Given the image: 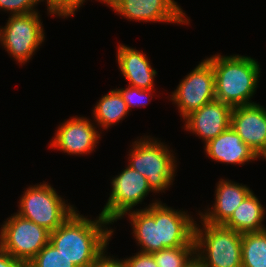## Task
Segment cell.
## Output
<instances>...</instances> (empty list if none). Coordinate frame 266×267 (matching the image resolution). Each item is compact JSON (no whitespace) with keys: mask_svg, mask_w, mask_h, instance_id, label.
<instances>
[{"mask_svg":"<svg viewBox=\"0 0 266 267\" xmlns=\"http://www.w3.org/2000/svg\"><path fill=\"white\" fill-rule=\"evenodd\" d=\"M110 224L100 214L92 220L76 210L50 233L49 242L77 267H89L108 248Z\"/></svg>","mask_w":266,"mask_h":267,"instance_id":"cell-1","label":"cell"},{"mask_svg":"<svg viewBox=\"0 0 266 267\" xmlns=\"http://www.w3.org/2000/svg\"><path fill=\"white\" fill-rule=\"evenodd\" d=\"M215 75V99L231 107L251 105L259 84L260 66L255 58L244 55L215 54L206 58Z\"/></svg>","mask_w":266,"mask_h":267,"instance_id":"cell-2","label":"cell"},{"mask_svg":"<svg viewBox=\"0 0 266 267\" xmlns=\"http://www.w3.org/2000/svg\"><path fill=\"white\" fill-rule=\"evenodd\" d=\"M130 147L128 166L147 178L151 192L162 193L173 185L177 158L167 144L144 135Z\"/></svg>","mask_w":266,"mask_h":267,"instance_id":"cell-3","label":"cell"},{"mask_svg":"<svg viewBox=\"0 0 266 267\" xmlns=\"http://www.w3.org/2000/svg\"><path fill=\"white\" fill-rule=\"evenodd\" d=\"M199 219L201 225L195 223L194 240L196 256L204 267H242V233Z\"/></svg>","mask_w":266,"mask_h":267,"instance_id":"cell-4","label":"cell"},{"mask_svg":"<svg viewBox=\"0 0 266 267\" xmlns=\"http://www.w3.org/2000/svg\"><path fill=\"white\" fill-rule=\"evenodd\" d=\"M18 203V215L40 225L50 233L77 210L46 182L28 186Z\"/></svg>","mask_w":266,"mask_h":267,"instance_id":"cell-5","label":"cell"},{"mask_svg":"<svg viewBox=\"0 0 266 267\" xmlns=\"http://www.w3.org/2000/svg\"><path fill=\"white\" fill-rule=\"evenodd\" d=\"M42 23L39 11L10 15L0 27V45L19 64L29 62L45 40Z\"/></svg>","mask_w":266,"mask_h":267,"instance_id":"cell-6","label":"cell"},{"mask_svg":"<svg viewBox=\"0 0 266 267\" xmlns=\"http://www.w3.org/2000/svg\"><path fill=\"white\" fill-rule=\"evenodd\" d=\"M0 229V247L24 265L49 242L50 232L14 213Z\"/></svg>","mask_w":266,"mask_h":267,"instance_id":"cell-7","label":"cell"},{"mask_svg":"<svg viewBox=\"0 0 266 267\" xmlns=\"http://www.w3.org/2000/svg\"><path fill=\"white\" fill-rule=\"evenodd\" d=\"M111 181V192L100 215L113 225L126 213L133 211L149 195L147 178L126 165Z\"/></svg>","mask_w":266,"mask_h":267,"instance_id":"cell-8","label":"cell"},{"mask_svg":"<svg viewBox=\"0 0 266 267\" xmlns=\"http://www.w3.org/2000/svg\"><path fill=\"white\" fill-rule=\"evenodd\" d=\"M170 101L177 106L181 118L215 100V75L212 64L204 59L178 84Z\"/></svg>","mask_w":266,"mask_h":267,"instance_id":"cell-9","label":"cell"},{"mask_svg":"<svg viewBox=\"0 0 266 267\" xmlns=\"http://www.w3.org/2000/svg\"><path fill=\"white\" fill-rule=\"evenodd\" d=\"M107 6L129 21L190 24V18L174 0H111Z\"/></svg>","mask_w":266,"mask_h":267,"instance_id":"cell-10","label":"cell"},{"mask_svg":"<svg viewBox=\"0 0 266 267\" xmlns=\"http://www.w3.org/2000/svg\"><path fill=\"white\" fill-rule=\"evenodd\" d=\"M88 117L73 116L64 120L56 130L55 136L50 140L49 148L62 151L68 155H86L94 151L99 143L101 134ZM95 124V125H94ZM96 126V127H95Z\"/></svg>","mask_w":266,"mask_h":267,"instance_id":"cell-11","label":"cell"},{"mask_svg":"<svg viewBox=\"0 0 266 267\" xmlns=\"http://www.w3.org/2000/svg\"><path fill=\"white\" fill-rule=\"evenodd\" d=\"M232 129L254 153L266 160V108L258 103L233 107Z\"/></svg>","mask_w":266,"mask_h":267,"instance_id":"cell-12","label":"cell"},{"mask_svg":"<svg viewBox=\"0 0 266 267\" xmlns=\"http://www.w3.org/2000/svg\"><path fill=\"white\" fill-rule=\"evenodd\" d=\"M232 109L229 104L215 99L186 116L184 130L199 136L206 144L230 127Z\"/></svg>","mask_w":266,"mask_h":267,"instance_id":"cell-13","label":"cell"},{"mask_svg":"<svg viewBox=\"0 0 266 267\" xmlns=\"http://www.w3.org/2000/svg\"><path fill=\"white\" fill-rule=\"evenodd\" d=\"M195 220L187 211L176 210L161 201L158 202L159 244L166 248L196 246Z\"/></svg>","mask_w":266,"mask_h":267,"instance_id":"cell-14","label":"cell"},{"mask_svg":"<svg viewBox=\"0 0 266 267\" xmlns=\"http://www.w3.org/2000/svg\"><path fill=\"white\" fill-rule=\"evenodd\" d=\"M218 183V184H217ZM216 183L215 201L205 212L199 211L197 215L209 224L223 225L233 214L235 209L252 192L247 185L220 179Z\"/></svg>","mask_w":266,"mask_h":267,"instance_id":"cell-15","label":"cell"},{"mask_svg":"<svg viewBox=\"0 0 266 267\" xmlns=\"http://www.w3.org/2000/svg\"><path fill=\"white\" fill-rule=\"evenodd\" d=\"M206 157L227 164L243 165L259 158L230 126L204 145Z\"/></svg>","mask_w":266,"mask_h":267,"instance_id":"cell-16","label":"cell"},{"mask_svg":"<svg viewBox=\"0 0 266 267\" xmlns=\"http://www.w3.org/2000/svg\"><path fill=\"white\" fill-rule=\"evenodd\" d=\"M116 56L119 70L130 86L155 89L154 79L157 71L152 68L146 53L128 45L119 44Z\"/></svg>","mask_w":266,"mask_h":267,"instance_id":"cell-17","label":"cell"},{"mask_svg":"<svg viewBox=\"0 0 266 267\" xmlns=\"http://www.w3.org/2000/svg\"><path fill=\"white\" fill-rule=\"evenodd\" d=\"M158 202L160 200H152V203L143 209H135L126 213L131 223L132 233L136 239L140 252L155 253L166 249L163 244H159L158 233Z\"/></svg>","mask_w":266,"mask_h":267,"instance_id":"cell-18","label":"cell"},{"mask_svg":"<svg viewBox=\"0 0 266 267\" xmlns=\"http://www.w3.org/2000/svg\"><path fill=\"white\" fill-rule=\"evenodd\" d=\"M265 214L266 210L260 200L251 192L223 226L242 234L263 231L266 229L263 224Z\"/></svg>","mask_w":266,"mask_h":267,"instance_id":"cell-19","label":"cell"},{"mask_svg":"<svg viewBox=\"0 0 266 267\" xmlns=\"http://www.w3.org/2000/svg\"><path fill=\"white\" fill-rule=\"evenodd\" d=\"M92 111L94 123H97L96 126L103 130L123 121L130 113L126 102L116 89H111L106 95H103Z\"/></svg>","mask_w":266,"mask_h":267,"instance_id":"cell-20","label":"cell"},{"mask_svg":"<svg viewBox=\"0 0 266 267\" xmlns=\"http://www.w3.org/2000/svg\"><path fill=\"white\" fill-rule=\"evenodd\" d=\"M242 267H266V229L241 236Z\"/></svg>","mask_w":266,"mask_h":267,"instance_id":"cell-21","label":"cell"},{"mask_svg":"<svg viewBox=\"0 0 266 267\" xmlns=\"http://www.w3.org/2000/svg\"><path fill=\"white\" fill-rule=\"evenodd\" d=\"M196 255V246L166 248L153 253L158 267H184Z\"/></svg>","mask_w":266,"mask_h":267,"instance_id":"cell-22","label":"cell"},{"mask_svg":"<svg viewBox=\"0 0 266 267\" xmlns=\"http://www.w3.org/2000/svg\"><path fill=\"white\" fill-rule=\"evenodd\" d=\"M25 267H77L48 242Z\"/></svg>","mask_w":266,"mask_h":267,"instance_id":"cell-23","label":"cell"},{"mask_svg":"<svg viewBox=\"0 0 266 267\" xmlns=\"http://www.w3.org/2000/svg\"><path fill=\"white\" fill-rule=\"evenodd\" d=\"M116 90L126 102L129 111H131L133 107L148 105V102H151L150 98L153 96L152 91L153 93L155 92V89H141L130 85H128L127 88H117Z\"/></svg>","mask_w":266,"mask_h":267,"instance_id":"cell-24","label":"cell"},{"mask_svg":"<svg viewBox=\"0 0 266 267\" xmlns=\"http://www.w3.org/2000/svg\"><path fill=\"white\" fill-rule=\"evenodd\" d=\"M40 1L44 2V0ZM84 2L85 0H45L47 13L61 18L74 16L75 11H78Z\"/></svg>","mask_w":266,"mask_h":267,"instance_id":"cell-25","label":"cell"},{"mask_svg":"<svg viewBox=\"0 0 266 267\" xmlns=\"http://www.w3.org/2000/svg\"><path fill=\"white\" fill-rule=\"evenodd\" d=\"M40 0H0V10L10 15H21L37 12L35 9Z\"/></svg>","mask_w":266,"mask_h":267,"instance_id":"cell-26","label":"cell"},{"mask_svg":"<svg viewBox=\"0 0 266 267\" xmlns=\"http://www.w3.org/2000/svg\"><path fill=\"white\" fill-rule=\"evenodd\" d=\"M124 262L127 267H158L153 254L140 251L128 258L126 257Z\"/></svg>","mask_w":266,"mask_h":267,"instance_id":"cell-27","label":"cell"},{"mask_svg":"<svg viewBox=\"0 0 266 267\" xmlns=\"http://www.w3.org/2000/svg\"><path fill=\"white\" fill-rule=\"evenodd\" d=\"M107 254L105 250L89 267H127L123 259L107 256Z\"/></svg>","mask_w":266,"mask_h":267,"instance_id":"cell-28","label":"cell"},{"mask_svg":"<svg viewBox=\"0 0 266 267\" xmlns=\"http://www.w3.org/2000/svg\"><path fill=\"white\" fill-rule=\"evenodd\" d=\"M0 267H25V265L0 247Z\"/></svg>","mask_w":266,"mask_h":267,"instance_id":"cell-29","label":"cell"},{"mask_svg":"<svg viewBox=\"0 0 266 267\" xmlns=\"http://www.w3.org/2000/svg\"><path fill=\"white\" fill-rule=\"evenodd\" d=\"M184 267H204L203 262L195 255Z\"/></svg>","mask_w":266,"mask_h":267,"instance_id":"cell-30","label":"cell"},{"mask_svg":"<svg viewBox=\"0 0 266 267\" xmlns=\"http://www.w3.org/2000/svg\"><path fill=\"white\" fill-rule=\"evenodd\" d=\"M98 1L101 2L102 4L108 5V3H109L111 0H98Z\"/></svg>","mask_w":266,"mask_h":267,"instance_id":"cell-31","label":"cell"}]
</instances>
